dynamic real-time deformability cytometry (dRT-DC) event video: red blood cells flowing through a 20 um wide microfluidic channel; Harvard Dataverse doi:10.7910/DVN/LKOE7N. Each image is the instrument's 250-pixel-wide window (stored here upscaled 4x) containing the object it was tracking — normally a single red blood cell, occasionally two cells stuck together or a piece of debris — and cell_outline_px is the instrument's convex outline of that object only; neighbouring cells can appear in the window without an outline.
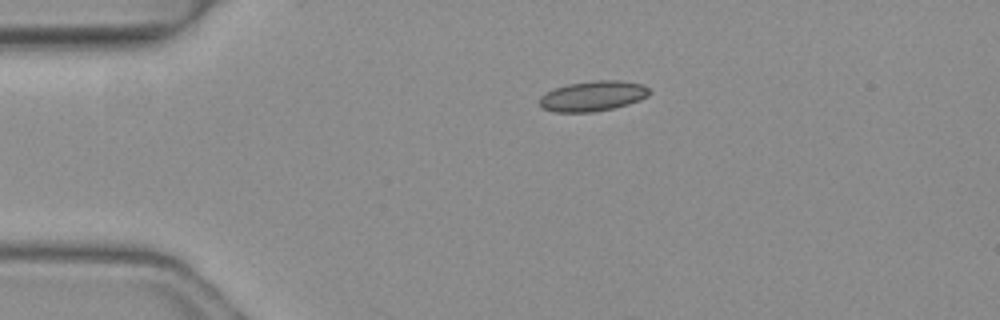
{"species": "common noctule bat (a hibernating species)", "species_latin": "Nyctalus noctula", "temperature_condition": "warm", "stored_images_in_passage": 3, "camera_frame_rate_fps": 3000, "um_per_image_px": 0.085, "animal": {"sex": "female", "body_mass_g": 19.3, "forearm_length_mm": 54.1}, "frame": {"image": 1, "passage_image": 1, "time_ms": 0.0, "image_size_px": [1000, 320], "cell_outline_px": [[652, 92], [648, 96], [640, 100], [628, 104], [612, 108], [592, 112], [552, 112], [540, 108], [540, 96], [544, 92], [552, 88], [568, 84], [596, 80], [620, 80], [644, 84]], "centroid_in_image_um": [50.37, 8.16], "position_along_channel_um": 34.6, "area_um2": 19.65}}